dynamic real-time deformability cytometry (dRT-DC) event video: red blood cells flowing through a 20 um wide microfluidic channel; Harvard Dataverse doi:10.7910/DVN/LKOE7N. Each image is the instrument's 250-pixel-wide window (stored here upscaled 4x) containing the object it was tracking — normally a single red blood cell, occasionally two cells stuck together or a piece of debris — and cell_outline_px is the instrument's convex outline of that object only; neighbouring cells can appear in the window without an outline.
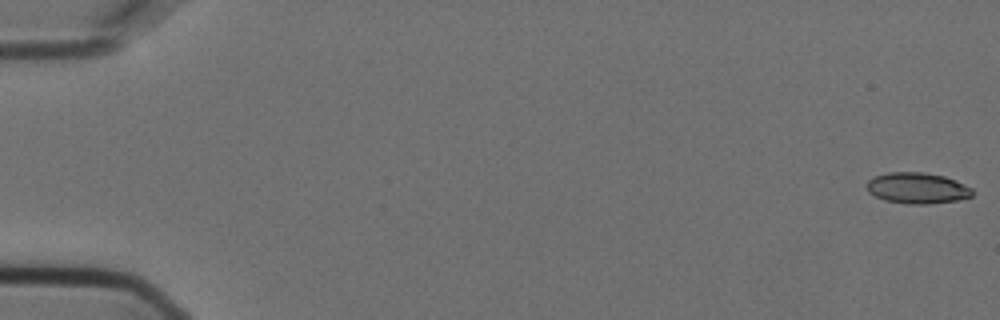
{"species": "Egyptian fruit bat (a non-hibernating species)", "species_latin": "Rousettus aegyptiacus", "temperature_condition": "cold", "stored_images_in_passage": 56, "camera_frame_rate_fps": 3000, "um_per_image_px": 0.085, "animal": {"sex": "female"}, "frame": {"image": 1, "passage_image": 1, "time_ms": 0.0, "image_size_px": [1000, 320], "cell_outline_px": [[972, 196], [956, 200], [928, 204], [908, 204], [884, 200], [868, 192], [868, 180], [872, 176], [888, 172], [924, 172], [944, 176], [956, 180], [972, 188]], "centroid_in_image_um": [77.96, 15.98], "position_along_channel_um": 7.0, "area_um2": 19.07}}
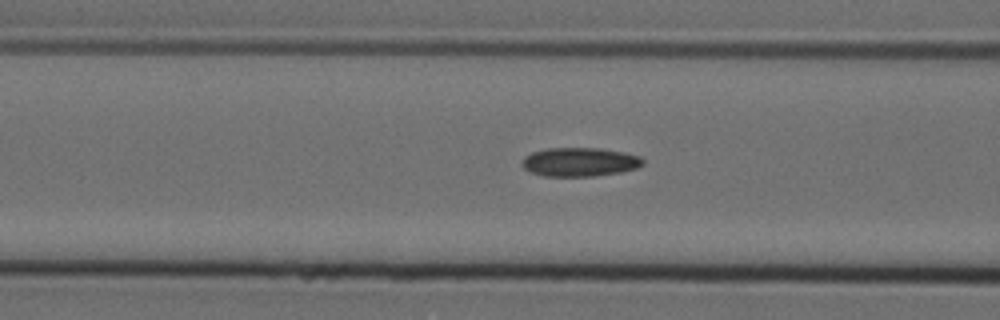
{"frame": {"image": 2, "passage_image": 23, "time_ms": 7.333, "image_size_px": [1000, 320], "cell_outline_px": [[644, 164], [636, 168], [620, 172], [592, 176], [544, 176], [532, 172], [524, 168], [520, 164], [524, 156], [532, 152], [548, 148], [600, 148], [624, 152], [640, 156], [644, 160]], "centroid_in_image_um": [49.27, 13.76], "position_along_channel_um": 117.3, "area_um2": 20.35}}
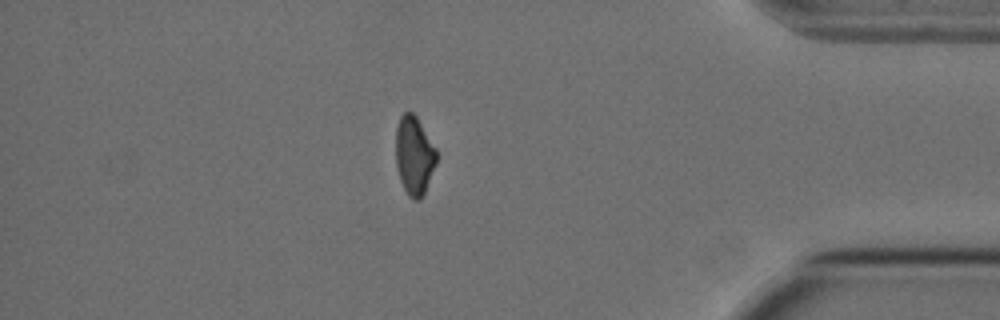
{"frame": {"image": 3, "passage_image": 49, "time_ms": 16.0, "image_size_px": [1000, 320], "cell_outline_px": [[436, 164], [424, 192], [420, 200], [412, 200], [408, 196], [400, 180], [396, 168], [396, 128], [400, 116], [404, 112], [412, 112], [416, 116], [436, 148]], "centroid_in_image_um": [35.19, 13.22], "position_along_channel_um": 400.0, "area_um2": 18.61}, "authors_computed_cell_mechanics": {"area_um2": 19.652, "velocity_mm_per_s": 3.629, "shape_relaxation_time_tau1_ms": null, "shape_relaxation_time_tau2_ms": 6.1644, "deformation_change_tau1": null, "deformation_change_tau2": 0.1263}}